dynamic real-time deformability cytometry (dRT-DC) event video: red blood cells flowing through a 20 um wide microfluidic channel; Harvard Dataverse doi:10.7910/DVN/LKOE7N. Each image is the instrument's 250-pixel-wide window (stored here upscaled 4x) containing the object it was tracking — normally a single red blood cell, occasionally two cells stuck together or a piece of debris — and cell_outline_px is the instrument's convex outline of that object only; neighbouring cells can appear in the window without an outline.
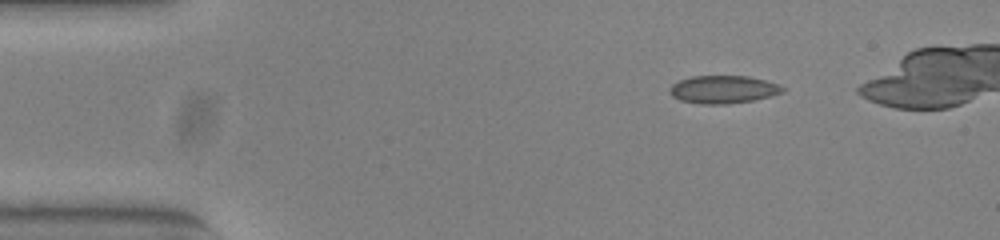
{"species": "common noctule bat (a hibernating species)", "species_latin": "Nyctalus noctula", "temperature_condition": "warm", "stored_images_in_passage": 40, "camera_frame_rate_fps": 3000, "um_per_image_px": 0.085, "animal": {"sex": "female", "body_mass_g": 23.0, "forearm_length_mm": 53.4}, "frame": {"image": 1, "passage_image": 1, "time_ms": 0.0, "image_size_px": [1000, 240], "cell_outline_px": [[784, 92], [752, 100], [728, 104], [700, 104], [680, 100], [672, 96], [668, 92], [668, 88], [672, 84], [680, 80], [692, 76], [748, 76], [764, 80], [776, 84], [784, 88]], "centroid_in_image_um": [61.41, 7.6], "position_along_channel_um": 23.6, "area_um2": 18.21}}
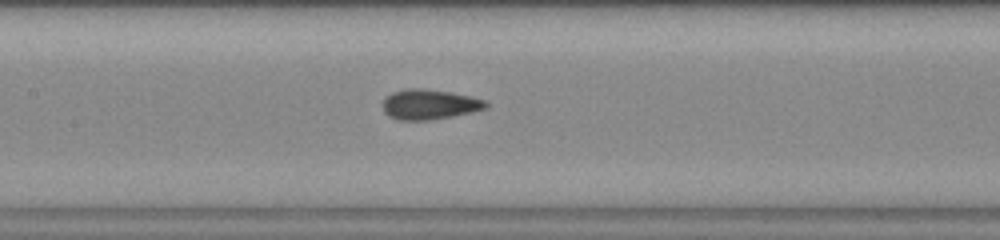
{"frame": {"image": 2, "passage_image": 18, "time_ms": 5.667, "image_size_px": [1000, 240], "cell_outline_px": [[488, 104], [484, 108], [472, 112], [432, 120], [396, 120], [388, 116], [384, 112], [384, 96], [392, 92], [408, 88], [420, 88], [448, 92], [472, 96], [484, 100]], "centroid_in_image_um": [36.46, 8.88], "position_along_channel_um": 170.9, "area_um2": 18.03}}
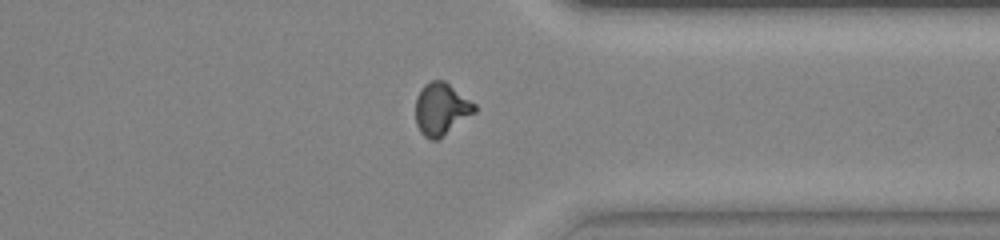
{"frame": {"image": 3, "passage_image": 34, "time_ms": 11.0, "image_size_px": [1000, 240], "cell_outline_px": [[476, 112], [436, 140], [432, 140], [424, 136], [420, 132], [416, 124], [416, 96], [424, 84], [432, 80], [444, 80], [476, 104]], "centroid_in_image_um": [37.5, 9.25], "position_along_channel_um": 373.9, "area_um2": 17.86}, "authors_computed_cell_mechanics": {"area_um2": 17.7157, "velocity_mm_per_s": 3.8876, "shape_relaxation_time_tau1_ms": 4.2362, "shape_relaxation_time_tau2_ms": 0.8493, "deformation_change_tau1": 0.1602, "deformation_change_tau2": 0.0572}}